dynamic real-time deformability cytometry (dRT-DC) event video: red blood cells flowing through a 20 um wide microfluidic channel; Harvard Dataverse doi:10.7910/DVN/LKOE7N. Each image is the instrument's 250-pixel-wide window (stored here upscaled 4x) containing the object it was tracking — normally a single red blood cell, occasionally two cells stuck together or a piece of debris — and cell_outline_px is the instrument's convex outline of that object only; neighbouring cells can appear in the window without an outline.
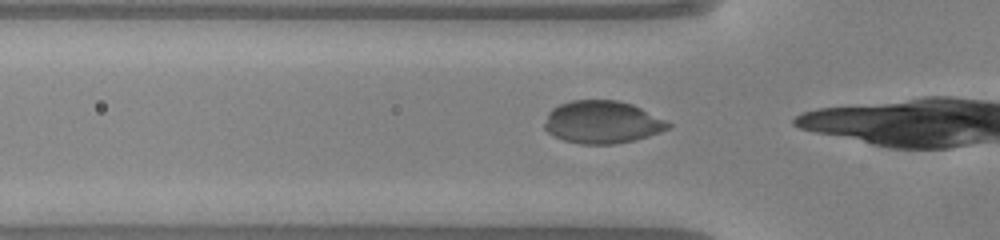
{"species": "common noctule bat (a hibernating species)", "species_latin": "Nyctalus noctula", "temperature_condition": "warm", "stored_images_in_passage": 13, "camera_frame_rate_fps": 3000, "um_per_image_px": 0.085, "animal": {"sex": "male", "body_mass_g": 20.0, "forearm_length_mm": 53.3}, "frame": {"image": 1, "passage_image": 9, "time_ms": 2.667, "image_size_px": [1000, 240], "cell_outline_px": [[672, 128], [648, 136], [632, 140], [612, 144], [580, 144], [564, 140], [548, 132], [544, 128], [544, 124], [548, 112], [552, 108], [560, 104], [572, 100], [616, 100], [632, 104], [672, 124]], "centroid_in_image_um": [51.17, 10.38], "position_along_channel_um": 74.6, "area_um2": 30.46}}
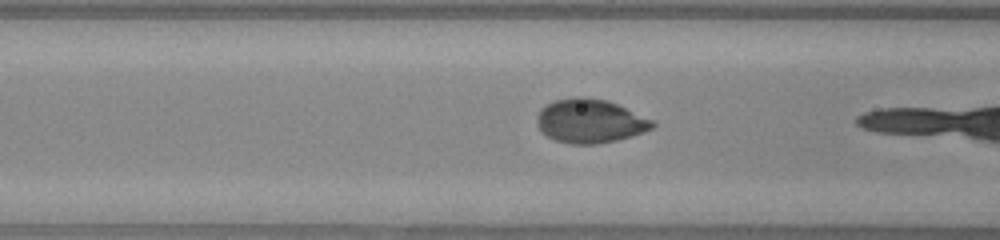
{"frame": {"image": 2, "passage_image": 12, "time_ms": 3.667, "image_size_px": [1000, 240], "cell_outline_px": [[656, 124], [652, 128], [644, 132], [632, 136], [616, 140], [596, 144], [572, 144], [556, 140], [540, 132], [536, 124], [536, 116], [540, 108], [544, 104], [556, 100], [576, 96], [584, 96], [608, 100], [656, 120]], "centroid_in_image_um": [50.15, 10.27], "position_along_channel_um": 116.4, "area_um2": 30.06}}